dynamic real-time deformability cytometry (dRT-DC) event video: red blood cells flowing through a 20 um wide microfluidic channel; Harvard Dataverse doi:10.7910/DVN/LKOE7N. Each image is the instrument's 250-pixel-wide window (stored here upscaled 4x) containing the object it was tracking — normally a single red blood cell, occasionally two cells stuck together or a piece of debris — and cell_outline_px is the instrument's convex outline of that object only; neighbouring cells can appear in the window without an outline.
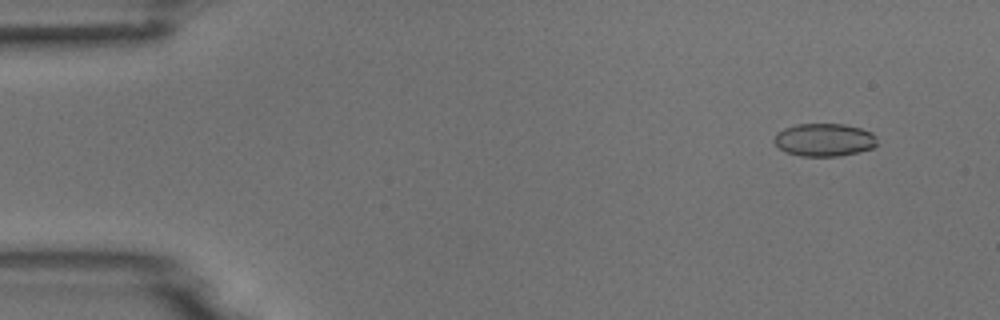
{"species": "common noctule bat (a hibernating species)", "species_latin": "Nyctalus noctula", "temperature_condition": "room temperature", "stored_images_in_passage": 5, "camera_frame_rate_fps": 3000, "um_per_image_px": 0.085, "animal": {"sex": "male", "body_mass_g": 18.8}, "frame": {"image": 1, "passage_image": 2, "time_ms": 1.0, "image_size_px": [1000, 320], "cell_outline_px": [[876, 144], [872, 148], [840, 156], [800, 156], [784, 152], [772, 140], [776, 132], [784, 128], [796, 124], [844, 124], [860, 128], [872, 132], [876, 136]], "centroid_in_image_um": [70.02, 11.88], "position_along_channel_um": 15.0, "area_um2": 19.83}}
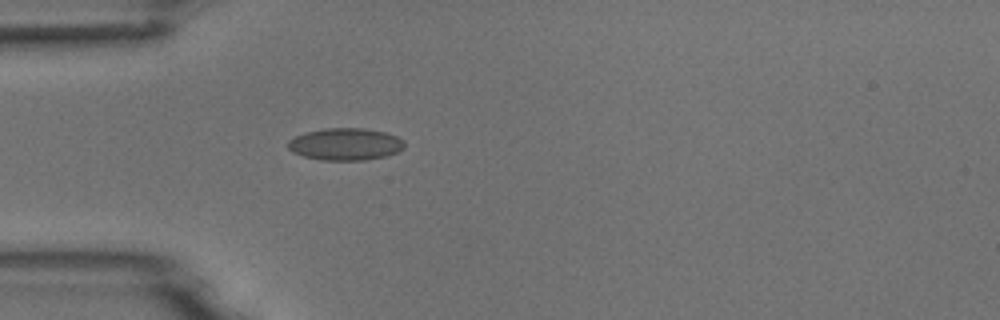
{"frame": {"image": 2, "passage_image": 5, "time_ms": 4.667, "image_size_px": [1000, 320], "cell_outline_px": [[404, 148], [388, 156], [364, 160], [320, 160], [304, 156], [292, 152], [288, 148], [288, 140], [296, 136], [308, 132], [324, 128], [364, 128], [384, 132], [396, 136], [404, 140]], "centroid_in_image_um": [29.37, 12.26], "position_along_channel_um": 55.6, "area_um2": 21.79}}